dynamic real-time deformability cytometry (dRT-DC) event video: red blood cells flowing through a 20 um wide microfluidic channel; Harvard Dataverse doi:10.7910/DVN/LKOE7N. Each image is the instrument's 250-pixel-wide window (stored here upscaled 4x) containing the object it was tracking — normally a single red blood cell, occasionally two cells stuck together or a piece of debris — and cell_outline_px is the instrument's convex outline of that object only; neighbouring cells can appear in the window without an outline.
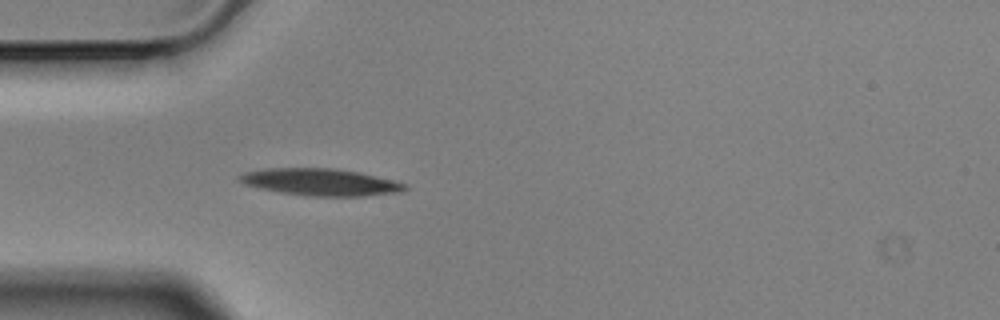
{"species": "Egyptian fruit bat (a non-hibernating species)", "species_latin": "Rousettus aegyptiacus", "temperature_condition": "cold", "stored_images_in_passage": 4, "camera_frame_rate_fps": 3000, "um_per_image_px": 0.085, "animal": {"sex": "male"}, "frame": {"image": 1, "passage_image": 4, "time_ms": 1.0, "image_size_px": [1000, 320], "cell_outline_px": [[408, 188], [404, 192], [364, 196], [308, 196], [280, 192], [260, 188], [244, 184], [236, 180], [236, 176], [244, 172], [264, 168], [332, 168], [356, 172], [392, 180], [408, 184]], "centroid_in_image_um": [27.21, 15.48], "position_along_channel_um": 57.8, "area_um2": 26.13}}